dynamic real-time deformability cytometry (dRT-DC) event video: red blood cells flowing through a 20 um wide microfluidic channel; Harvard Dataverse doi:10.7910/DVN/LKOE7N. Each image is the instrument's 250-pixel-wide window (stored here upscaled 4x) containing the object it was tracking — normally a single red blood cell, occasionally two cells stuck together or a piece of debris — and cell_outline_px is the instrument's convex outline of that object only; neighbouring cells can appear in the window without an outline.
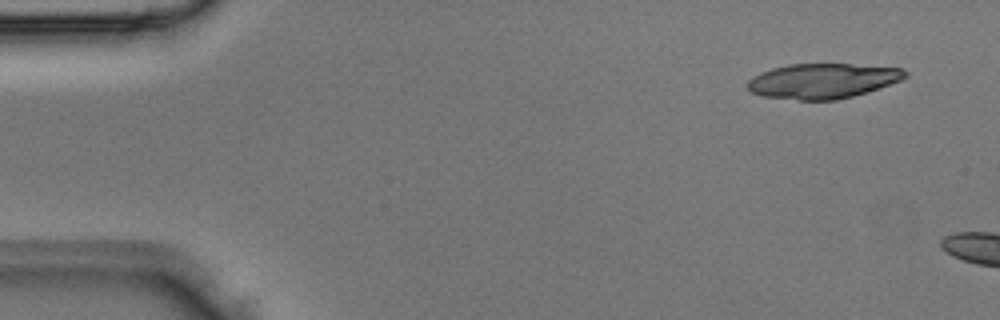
{"species": "Egyptian fruit bat (a non-hibernating species)", "species_latin": "Rousettus aegyptiacus", "temperature_condition": "room temperature", "stored_images_in_passage": 3, "segment_of_instrument_passage": [2, 2], "camera_frame_rate_fps": 3000, "um_per_image_px": 0.085, "animal": {"sex": "male"}, "frame": {"image": 1, "passage_image": 3, "time_ms": 0.667, "image_size_px": [1000, 320], "cell_outline_px": [[908, 76], [900, 80], [880, 88], [868, 92], [836, 100], [800, 100], [760, 96], [752, 92], [744, 84], [752, 76], [760, 72], [772, 68], [788, 64], [848, 64], [904, 68], [908, 72]], "centroid_in_image_um": [69.9, 6.88], "position_along_channel_um": 15.1, "area_um2": 32.43}}